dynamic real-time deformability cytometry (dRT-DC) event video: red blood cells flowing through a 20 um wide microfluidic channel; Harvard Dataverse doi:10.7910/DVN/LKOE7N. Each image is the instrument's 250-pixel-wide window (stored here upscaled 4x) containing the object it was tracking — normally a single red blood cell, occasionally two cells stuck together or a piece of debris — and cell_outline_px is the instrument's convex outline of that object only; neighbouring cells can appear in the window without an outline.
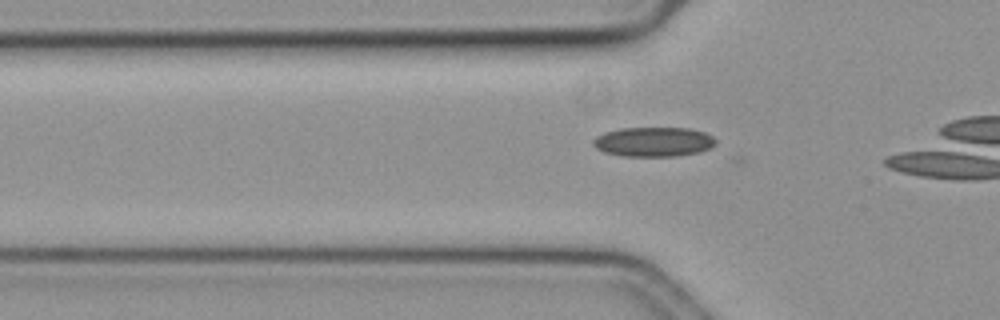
{"species": "common noctule bat (a hibernating species)", "species_latin": "Nyctalus noctula", "temperature_condition": "cold", "stored_images_in_passage": 24, "camera_frame_rate_fps": 3000, "um_per_image_px": 0.085, "animal": {"sex": "female", "body_mass_g": 19.3, "forearm_length_mm": 54.1}, "frame": {"image": 1, "passage_image": 11, "time_ms": 3.333, "image_size_px": [1000, 320], "cell_outline_px": [[716, 144], [700, 152], [676, 156], [624, 156], [604, 152], [596, 148], [592, 144], [592, 140], [596, 136], [604, 132], [620, 128], [688, 128], [704, 132], [712, 136], [716, 140]], "centroid_in_image_um": [55.53, 12.05], "position_along_channel_um": 70.3, "area_um2": 21.15}}
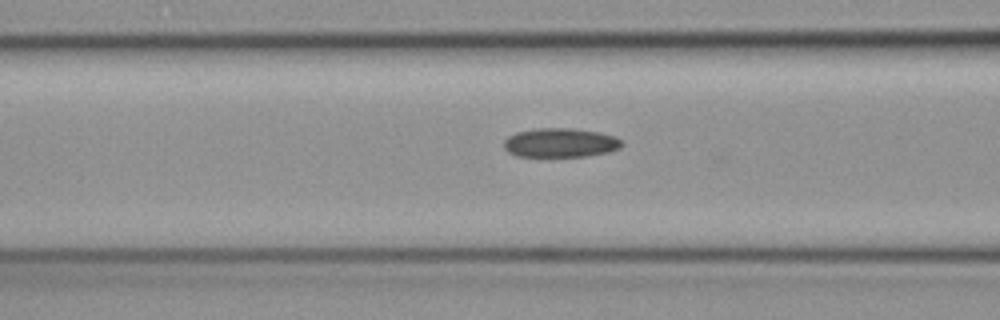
{"frame": {"image": 2, "passage_image": 15, "time_ms": 4.667, "image_size_px": [1000, 320], "cell_outline_px": [[624, 144], [620, 148], [608, 152], [584, 156], [516, 156], [508, 152], [504, 148], [504, 140], [508, 136], [516, 132], [536, 128], [572, 128], [600, 132], [616, 136]], "centroid_in_image_um": [47.63, 12.12], "position_along_channel_um": 119.0, "area_um2": 20.11}}
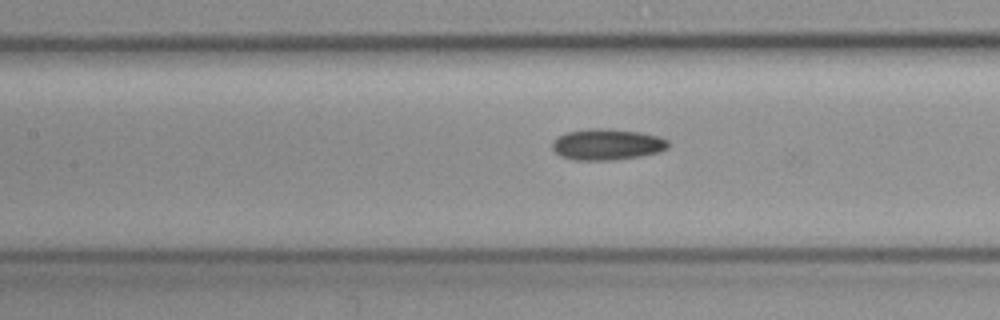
{"frame": {"image": 3, "passage_image": 18, "time_ms": 5.667, "image_size_px": [1000, 320], "cell_outline_px": [[668, 148], [660, 152], [640, 156], [608, 160], [576, 160], [560, 156], [552, 148], [552, 144], [560, 136], [568, 132], [588, 128], [608, 128], [640, 132], [660, 136], [668, 140]], "centroid_in_image_um": [51.64, 12.27], "position_along_channel_um": 155.8, "area_um2": 20.98}}